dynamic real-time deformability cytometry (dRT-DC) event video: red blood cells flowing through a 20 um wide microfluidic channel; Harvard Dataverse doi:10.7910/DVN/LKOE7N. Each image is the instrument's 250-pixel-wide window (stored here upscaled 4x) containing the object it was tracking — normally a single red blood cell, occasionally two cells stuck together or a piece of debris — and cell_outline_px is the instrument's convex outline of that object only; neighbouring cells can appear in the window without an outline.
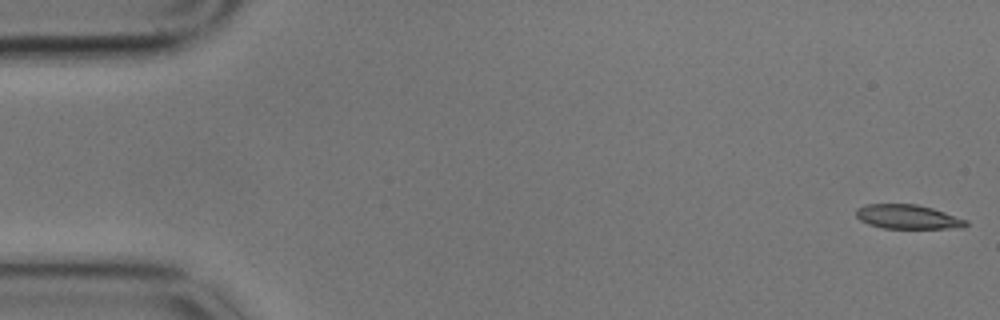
{"species": "common noctule bat (a hibernating species)", "species_latin": "Nyctalus noctula", "temperature_condition": "cold", "stored_images_in_passage": 58, "camera_frame_rate_fps": 3000, "um_per_image_px": 0.085, "animal": {"sex": "male", "body_mass_g": 17.9}, "frame": {"image": 1, "passage_image": 1, "time_ms": 0.0, "image_size_px": [1000, 320], "cell_outline_px": [[968, 224], [964, 228], [884, 228], [868, 224], [860, 220], [856, 216], [856, 208], [864, 204], [916, 204], [932, 208], [968, 220]], "centroid_in_image_um": [77.15, 18.43], "position_along_channel_um": 7.8, "area_um2": 15.55}}
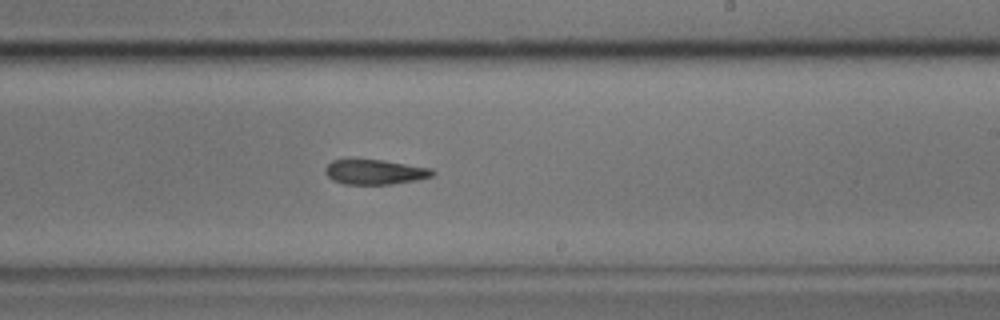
{"frame": {"image": 2, "passage_image": 34, "time_ms": 11.0, "image_size_px": [1000, 320], "cell_outline_px": [[436, 172], [432, 176], [416, 180], [392, 184], [344, 184], [332, 180], [324, 172], [324, 168], [332, 160], [348, 156], [384, 160], [432, 168]], "centroid_in_image_um": [31.8, 14.57], "position_along_channel_um": 257.2, "area_um2": 16.3}}
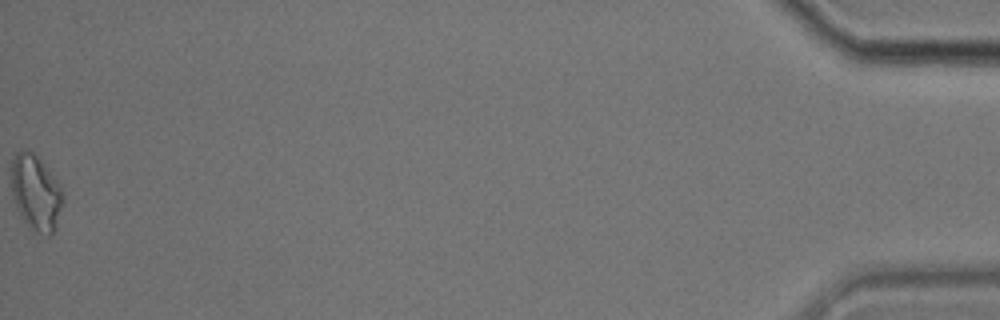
{"frame": {"image": 3, "passage_image": 58, "time_ms": 19.0, "image_size_px": [1000, 320], "cell_outline_px": [[64, 204], [56, 228], [48, 236], [36, 232], [28, 228], [12, 196], [12, 160], [16, 152], [20, 148], [28, 148], [48, 168], [60, 184], [64, 196]], "centroid_in_image_um": [3.08, 16.37], "position_along_channel_um": 432.1, "area_um2": 23.0}}